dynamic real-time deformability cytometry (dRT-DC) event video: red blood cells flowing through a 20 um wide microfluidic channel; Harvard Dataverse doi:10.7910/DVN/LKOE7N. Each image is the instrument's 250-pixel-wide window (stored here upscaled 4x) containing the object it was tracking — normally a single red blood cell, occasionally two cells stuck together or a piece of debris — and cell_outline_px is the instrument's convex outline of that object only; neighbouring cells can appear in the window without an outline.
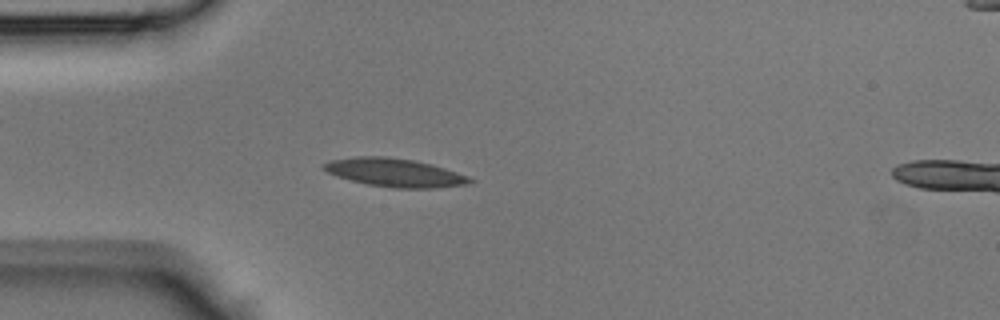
{"species": "Egyptian fruit bat (a non-hibernating species)", "species_latin": "Rousettus aegyptiacus", "temperature_condition": "room temperature", "stored_images_in_passage": 42, "camera_frame_rate_fps": 3000, "um_per_image_px": 0.085, "animal": {"sex": "male"}, "frame": {"image": 1, "passage_image": 11, "time_ms": 3.333, "image_size_px": [1000, 320], "cell_outline_px": [[476, 180], [468, 184], [432, 188], [392, 188], [368, 184], [352, 180], [328, 172], [320, 164], [332, 160], [356, 156], [388, 156], [412, 160], [432, 164], [468, 176]], "centroid_in_image_um": [33.58, 14.66], "position_along_channel_um": 51.4, "area_um2": 23.93}}
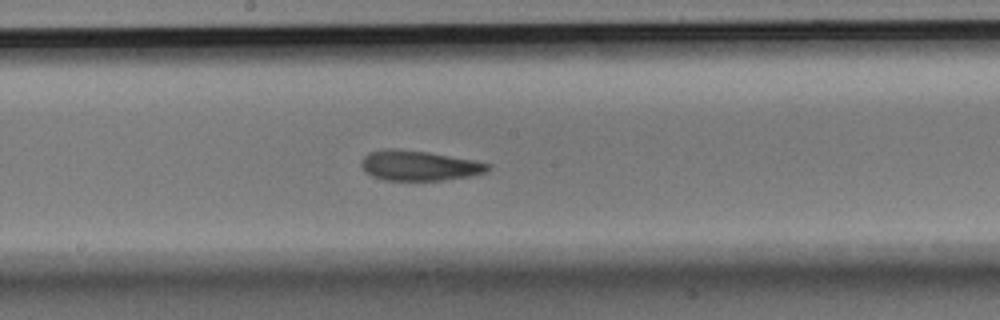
{"frame": {"image": 2, "passage_image": 22, "time_ms": 7.0, "image_size_px": [1000, 320], "cell_outline_px": [[492, 164], [484, 172], [468, 176], [444, 180], [384, 180], [372, 176], [364, 172], [360, 164], [360, 160], [368, 152], [384, 148], [396, 148], [428, 152], [472, 160]], "centroid_in_image_um": [35.53, 14.06], "position_along_channel_um": 212.7, "area_um2": 22.2}}
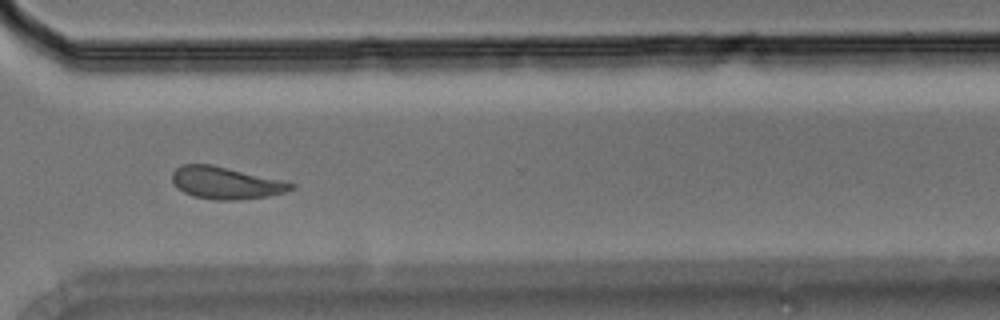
{"frame": {"image": 3, "passage_image": 31, "time_ms": 10.0, "image_size_px": [1000, 320], "cell_outline_px": [[296, 184], [292, 188], [284, 192], [268, 196], [236, 200], [216, 200], [192, 196], [176, 188], [172, 180], [172, 172], [180, 164], [212, 164], [280, 180]], "centroid_in_image_um": [19.12, 15.54], "position_along_channel_um": 351.5, "area_um2": 22.14}}